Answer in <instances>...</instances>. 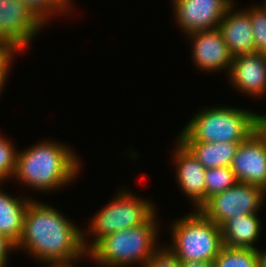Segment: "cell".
Returning <instances> with one entry per match:
<instances>
[{"mask_svg": "<svg viewBox=\"0 0 266 267\" xmlns=\"http://www.w3.org/2000/svg\"><path fill=\"white\" fill-rule=\"evenodd\" d=\"M17 248H26V252L45 264L74 262L84 254L87 256L82 230L60 211L31 198Z\"/></svg>", "mask_w": 266, "mask_h": 267, "instance_id": "cell-1", "label": "cell"}, {"mask_svg": "<svg viewBox=\"0 0 266 267\" xmlns=\"http://www.w3.org/2000/svg\"><path fill=\"white\" fill-rule=\"evenodd\" d=\"M69 147L43 141L17 153L14 177L24 185L51 191L69 184L80 171V162ZM56 188V189H55Z\"/></svg>", "mask_w": 266, "mask_h": 267, "instance_id": "cell-2", "label": "cell"}, {"mask_svg": "<svg viewBox=\"0 0 266 267\" xmlns=\"http://www.w3.org/2000/svg\"><path fill=\"white\" fill-rule=\"evenodd\" d=\"M156 212L137 227L124 229L101 238L87 256L102 267H125L145 262L161 247L155 244L158 228Z\"/></svg>", "mask_w": 266, "mask_h": 267, "instance_id": "cell-3", "label": "cell"}, {"mask_svg": "<svg viewBox=\"0 0 266 267\" xmlns=\"http://www.w3.org/2000/svg\"><path fill=\"white\" fill-rule=\"evenodd\" d=\"M183 128L180 142H244L255 132V113L228 106L205 108Z\"/></svg>", "mask_w": 266, "mask_h": 267, "instance_id": "cell-4", "label": "cell"}, {"mask_svg": "<svg viewBox=\"0 0 266 267\" xmlns=\"http://www.w3.org/2000/svg\"><path fill=\"white\" fill-rule=\"evenodd\" d=\"M171 226L174 242L168 248L180 261L206 262L219 255L223 247L221 227L199 210L174 221Z\"/></svg>", "mask_w": 266, "mask_h": 267, "instance_id": "cell-5", "label": "cell"}, {"mask_svg": "<svg viewBox=\"0 0 266 267\" xmlns=\"http://www.w3.org/2000/svg\"><path fill=\"white\" fill-rule=\"evenodd\" d=\"M112 199L91 219L88 231L95 237L91 244L88 245L83 233V244L87 252L106 235L144 224L156 210L151 202L140 197L138 199L125 189Z\"/></svg>", "mask_w": 266, "mask_h": 267, "instance_id": "cell-6", "label": "cell"}, {"mask_svg": "<svg viewBox=\"0 0 266 267\" xmlns=\"http://www.w3.org/2000/svg\"><path fill=\"white\" fill-rule=\"evenodd\" d=\"M265 193V190L256 185L237 182L222 193L210 197L198 210L207 219L221 226L237 214L258 213Z\"/></svg>", "mask_w": 266, "mask_h": 267, "instance_id": "cell-7", "label": "cell"}, {"mask_svg": "<svg viewBox=\"0 0 266 267\" xmlns=\"http://www.w3.org/2000/svg\"><path fill=\"white\" fill-rule=\"evenodd\" d=\"M43 26L21 1L0 0V42L15 53L26 48Z\"/></svg>", "mask_w": 266, "mask_h": 267, "instance_id": "cell-8", "label": "cell"}, {"mask_svg": "<svg viewBox=\"0 0 266 267\" xmlns=\"http://www.w3.org/2000/svg\"><path fill=\"white\" fill-rule=\"evenodd\" d=\"M177 24L186 34L219 28L231 0H173Z\"/></svg>", "mask_w": 266, "mask_h": 267, "instance_id": "cell-9", "label": "cell"}, {"mask_svg": "<svg viewBox=\"0 0 266 267\" xmlns=\"http://www.w3.org/2000/svg\"><path fill=\"white\" fill-rule=\"evenodd\" d=\"M230 168L238 182L266 191V143L256 132L240 143Z\"/></svg>", "mask_w": 266, "mask_h": 267, "instance_id": "cell-10", "label": "cell"}, {"mask_svg": "<svg viewBox=\"0 0 266 267\" xmlns=\"http://www.w3.org/2000/svg\"><path fill=\"white\" fill-rule=\"evenodd\" d=\"M193 40L192 58L200 70L219 71L232 66L233 56L219 28L188 34Z\"/></svg>", "mask_w": 266, "mask_h": 267, "instance_id": "cell-11", "label": "cell"}, {"mask_svg": "<svg viewBox=\"0 0 266 267\" xmlns=\"http://www.w3.org/2000/svg\"><path fill=\"white\" fill-rule=\"evenodd\" d=\"M229 77L241 92L261 96L266 93V54L250 53L233 57Z\"/></svg>", "mask_w": 266, "mask_h": 267, "instance_id": "cell-12", "label": "cell"}, {"mask_svg": "<svg viewBox=\"0 0 266 267\" xmlns=\"http://www.w3.org/2000/svg\"><path fill=\"white\" fill-rule=\"evenodd\" d=\"M173 152L176 163V177L180 189L193 201L197 210L205 203L206 168L178 140Z\"/></svg>", "mask_w": 266, "mask_h": 267, "instance_id": "cell-13", "label": "cell"}, {"mask_svg": "<svg viewBox=\"0 0 266 267\" xmlns=\"http://www.w3.org/2000/svg\"><path fill=\"white\" fill-rule=\"evenodd\" d=\"M234 3L220 21L219 30L233 57L255 53L254 36L249 13L246 10L232 11ZM232 12V13H231Z\"/></svg>", "mask_w": 266, "mask_h": 267, "instance_id": "cell-14", "label": "cell"}, {"mask_svg": "<svg viewBox=\"0 0 266 267\" xmlns=\"http://www.w3.org/2000/svg\"><path fill=\"white\" fill-rule=\"evenodd\" d=\"M255 214H237L226 220L221 227L224 247L253 248L261 232V220Z\"/></svg>", "mask_w": 266, "mask_h": 267, "instance_id": "cell-15", "label": "cell"}, {"mask_svg": "<svg viewBox=\"0 0 266 267\" xmlns=\"http://www.w3.org/2000/svg\"><path fill=\"white\" fill-rule=\"evenodd\" d=\"M19 198L9 196L0 190V234L8 237L15 244L21 238L24 217L30 202L29 198Z\"/></svg>", "mask_w": 266, "mask_h": 267, "instance_id": "cell-16", "label": "cell"}, {"mask_svg": "<svg viewBox=\"0 0 266 267\" xmlns=\"http://www.w3.org/2000/svg\"><path fill=\"white\" fill-rule=\"evenodd\" d=\"M206 168L230 167L240 143L181 142Z\"/></svg>", "mask_w": 266, "mask_h": 267, "instance_id": "cell-17", "label": "cell"}, {"mask_svg": "<svg viewBox=\"0 0 266 267\" xmlns=\"http://www.w3.org/2000/svg\"><path fill=\"white\" fill-rule=\"evenodd\" d=\"M214 263L215 267H258V249L223 246Z\"/></svg>", "mask_w": 266, "mask_h": 267, "instance_id": "cell-18", "label": "cell"}, {"mask_svg": "<svg viewBox=\"0 0 266 267\" xmlns=\"http://www.w3.org/2000/svg\"><path fill=\"white\" fill-rule=\"evenodd\" d=\"M204 178L205 202L210 197L222 193L238 182L230 167L206 169Z\"/></svg>", "mask_w": 266, "mask_h": 267, "instance_id": "cell-19", "label": "cell"}, {"mask_svg": "<svg viewBox=\"0 0 266 267\" xmlns=\"http://www.w3.org/2000/svg\"><path fill=\"white\" fill-rule=\"evenodd\" d=\"M24 3L33 15L42 23L48 22L53 13L68 11L71 0H19ZM64 10V11H63Z\"/></svg>", "mask_w": 266, "mask_h": 267, "instance_id": "cell-20", "label": "cell"}, {"mask_svg": "<svg viewBox=\"0 0 266 267\" xmlns=\"http://www.w3.org/2000/svg\"><path fill=\"white\" fill-rule=\"evenodd\" d=\"M246 11L250 16L256 52L266 54V11L257 5Z\"/></svg>", "mask_w": 266, "mask_h": 267, "instance_id": "cell-21", "label": "cell"}, {"mask_svg": "<svg viewBox=\"0 0 266 267\" xmlns=\"http://www.w3.org/2000/svg\"><path fill=\"white\" fill-rule=\"evenodd\" d=\"M11 143L0 135V182L15 175L18 151Z\"/></svg>", "mask_w": 266, "mask_h": 267, "instance_id": "cell-22", "label": "cell"}, {"mask_svg": "<svg viewBox=\"0 0 266 267\" xmlns=\"http://www.w3.org/2000/svg\"><path fill=\"white\" fill-rule=\"evenodd\" d=\"M142 267H181L177 256L166 247L159 248Z\"/></svg>", "mask_w": 266, "mask_h": 267, "instance_id": "cell-23", "label": "cell"}, {"mask_svg": "<svg viewBox=\"0 0 266 267\" xmlns=\"http://www.w3.org/2000/svg\"><path fill=\"white\" fill-rule=\"evenodd\" d=\"M16 249V244L8 237L0 234V267H5L8 255L12 249Z\"/></svg>", "mask_w": 266, "mask_h": 267, "instance_id": "cell-24", "label": "cell"}, {"mask_svg": "<svg viewBox=\"0 0 266 267\" xmlns=\"http://www.w3.org/2000/svg\"><path fill=\"white\" fill-rule=\"evenodd\" d=\"M15 52L13 50H0V74L9 73V68Z\"/></svg>", "mask_w": 266, "mask_h": 267, "instance_id": "cell-25", "label": "cell"}, {"mask_svg": "<svg viewBox=\"0 0 266 267\" xmlns=\"http://www.w3.org/2000/svg\"><path fill=\"white\" fill-rule=\"evenodd\" d=\"M255 132L266 143V114L255 113Z\"/></svg>", "mask_w": 266, "mask_h": 267, "instance_id": "cell-26", "label": "cell"}, {"mask_svg": "<svg viewBox=\"0 0 266 267\" xmlns=\"http://www.w3.org/2000/svg\"><path fill=\"white\" fill-rule=\"evenodd\" d=\"M181 267H215L214 260L206 262L198 261H180Z\"/></svg>", "mask_w": 266, "mask_h": 267, "instance_id": "cell-27", "label": "cell"}, {"mask_svg": "<svg viewBox=\"0 0 266 267\" xmlns=\"http://www.w3.org/2000/svg\"><path fill=\"white\" fill-rule=\"evenodd\" d=\"M258 267H266V250L262 252L258 249Z\"/></svg>", "mask_w": 266, "mask_h": 267, "instance_id": "cell-28", "label": "cell"}, {"mask_svg": "<svg viewBox=\"0 0 266 267\" xmlns=\"http://www.w3.org/2000/svg\"><path fill=\"white\" fill-rule=\"evenodd\" d=\"M72 263L75 262H54V263H48L46 265L47 266L49 265L50 267H74Z\"/></svg>", "mask_w": 266, "mask_h": 267, "instance_id": "cell-29", "label": "cell"}, {"mask_svg": "<svg viewBox=\"0 0 266 267\" xmlns=\"http://www.w3.org/2000/svg\"><path fill=\"white\" fill-rule=\"evenodd\" d=\"M7 76H8L7 74H0V93H1V90L4 86V83L6 82L5 79L8 78Z\"/></svg>", "mask_w": 266, "mask_h": 267, "instance_id": "cell-30", "label": "cell"}, {"mask_svg": "<svg viewBox=\"0 0 266 267\" xmlns=\"http://www.w3.org/2000/svg\"><path fill=\"white\" fill-rule=\"evenodd\" d=\"M0 50H12L8 45L2 44L0 42Z\"/></svg>", "mask_w": 266, "mask_h": 267, "instance_id": "cell-31", "label": "cell"}, {"mask_svg": "<svg viewBox=\"0 0 266 267\" xmlns=\"http://www.w3.org/2000/svg\"><path fill=\"white\" fill-rule=\"evenodd\" d=\"M263 7V9L266 11V0L265 3L263 5H261Z\"/></svg>", "mask_w": 266, "mask_h": 267, "instance_id": "cell-32", "label": "cell"}]
</instances>
